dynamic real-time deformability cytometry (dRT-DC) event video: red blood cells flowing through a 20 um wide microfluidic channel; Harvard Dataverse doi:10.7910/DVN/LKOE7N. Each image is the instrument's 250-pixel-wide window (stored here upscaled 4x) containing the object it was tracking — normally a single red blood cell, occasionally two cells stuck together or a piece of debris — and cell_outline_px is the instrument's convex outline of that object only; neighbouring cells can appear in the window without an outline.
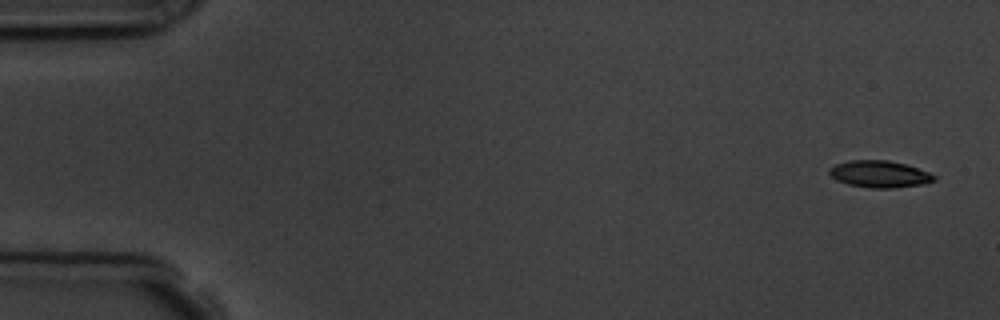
{"species": "common noctule bat (a hibernating species)", "species_latin": "Nyctalus noctula", "temperature_condition": "room temperature", "stored_images_in_passage": 5, "camera_frame_rate_fps": 3000, "um_per_image_px": 0.085, "animal": {"sex": "male", "body_mass_g": 19.5, "forearm_length_mm": 54.6}, "frame": {"image": 1, "passage_image": 1, "time_ms": 0.0, "image_size_px": [1000, 320], "cell_outline_px": [[936, 180], [924, 184], [892, 188], [868, 188], [848, 184], [836, 180], [828, 172], [828, 168], [836, 164], [848, 160], [888, 160], [904, 164], [928, 172], [936, 176]], "centroid_in_image_um": [74.73, 14.8], "position_along_channel_um": 10.3, "area_um2": 16.42}}
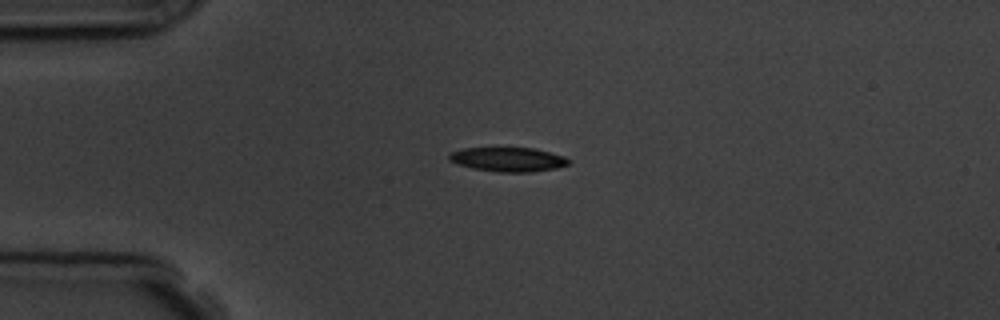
{"frame": {"image": 2, "passage_image": 4, "time_ms": 3.667, "image_size_px": [1000, 320], "cell_outline_px": [[572, 164], [556, 168], [532, 172], [496, 172], [472, 168], [448, 160], [448, 156], [452, 152], [460, 148], [536, 148], [564, 156], [572, 160]], "centroid_in_image_um": [43.24, 13.55], "position_along_channel_um": 41.8, "area_um2": 17.05}}